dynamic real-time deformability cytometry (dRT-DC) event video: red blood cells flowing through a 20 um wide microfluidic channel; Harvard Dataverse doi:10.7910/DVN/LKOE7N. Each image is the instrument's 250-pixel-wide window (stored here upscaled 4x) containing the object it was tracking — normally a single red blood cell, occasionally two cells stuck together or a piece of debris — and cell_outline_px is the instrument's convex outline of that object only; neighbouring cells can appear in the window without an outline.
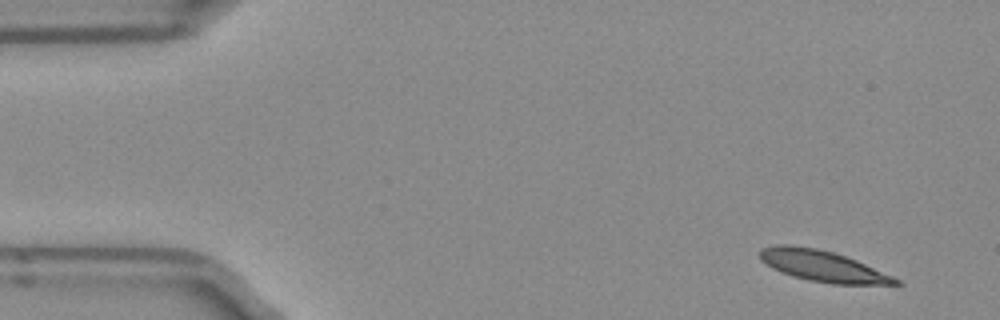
{"species": "Egyptian fruit bat (a non-hibernating species)", "species_latin": "Rousettus aegyptiacus", "temperature_condition": "room temperature", "stored_images_in_passage": 4, "camera_frame_rate_fps": 3000, "um_per_image_px": 0.085, "frame": {"image": 1, "passage_image": 1, "time_ms": 0.0, "image_size_px": [1000, 320], "cell_outline_px": [[904, 284], [832, 284], [808, 280], [792, 276], [780, 272], [772, 268], [760, 260], [760, 248], [776, 244], [792, 244], [816, 248], [832, 252], [856, 260], [892, 276], [900, 280]], "centroid_in_image_um": [69.86, 22.6], "position_along_channel_um": 15.1, "area_um2": 24.51}}
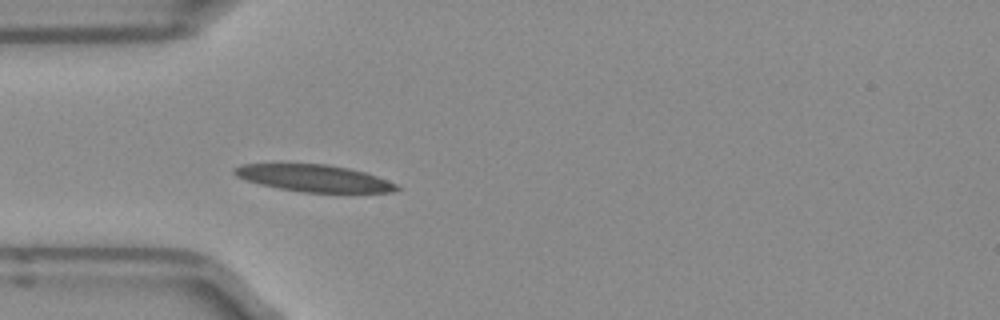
{"frame": {"image": 2, "passage_image": 4, "time_ms": 1.0, "image_size_px": [1000, 320], "cell_outline_px": [[400, 188], [392, 192], [304, 192], [280, 188], [260, 184], [236, 176], [232, 172], [232, 168], [240, 164], [328, 164], [348, 168], [364, 172], [376, 176], [396, 184]], "centroid_in_image_um": [26.65, 15.14], "position_along_channel_um": 58.3, "area_um2": 25.14}}